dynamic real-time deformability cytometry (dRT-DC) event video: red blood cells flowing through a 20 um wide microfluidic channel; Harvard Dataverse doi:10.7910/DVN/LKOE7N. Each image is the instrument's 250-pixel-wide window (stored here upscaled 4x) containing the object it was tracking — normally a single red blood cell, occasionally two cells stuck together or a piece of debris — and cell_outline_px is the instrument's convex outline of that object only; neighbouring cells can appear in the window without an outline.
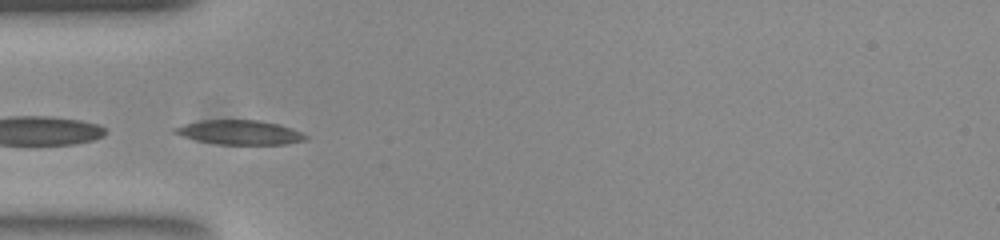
{"species": "common noctule bat (a hibernating species)", "species_latin": "Nyctalus noctula", "temperature_condition": "room temperature", "stored_images_in_passage": 50, "segment_of_instrument_passage": [2, 2], "camera_frame_rate_fps": 3000, "um_per_image_px": 0.085, "animal": {"sex": "female", "body_mass_g": 23.0, "forearm_length_mm": 53.4}, "frame": {"image": 1, "passage_image": 14, "time_ms": 4.333, "image_size_px": [1000, 240], "cell_outline_px": [[308, 136], [304, 140], [284, 144], [216, 144], [196, 140], [172, 132], [172, 128], [184, 124], [200, 120], [256, 120], [276, 124], [300, 132]], "centroid_in_image_um": [20.3, 11.25], "position_along_channel_um": 64.7, "area_um2": 18.21}}
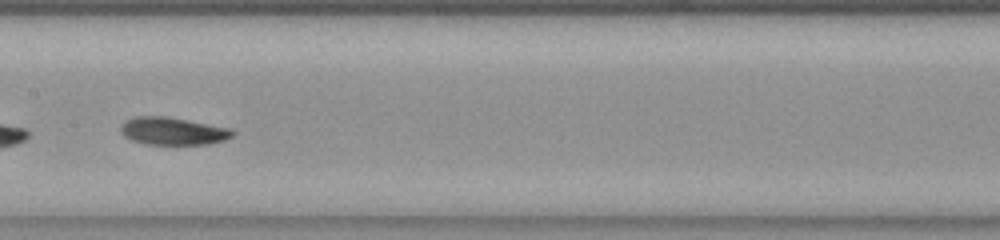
{"frame": {"image": 2, "passage_image": 24, "time_ms": 7.667, "image_size_px": [1000, 240], "cell_outline_px": [[232, 136], [224, 140], [204, 144], [144, 144], [132, 140], [124, 136], [120, 132], [120, 128], [124, 120], [136, 116], [168, 116], [228, 128], [232, 132]], "centroid_in_image_um": [14.6, 11.13], "position_along_channel_um": 192.8, "area_um2": 17.8}}
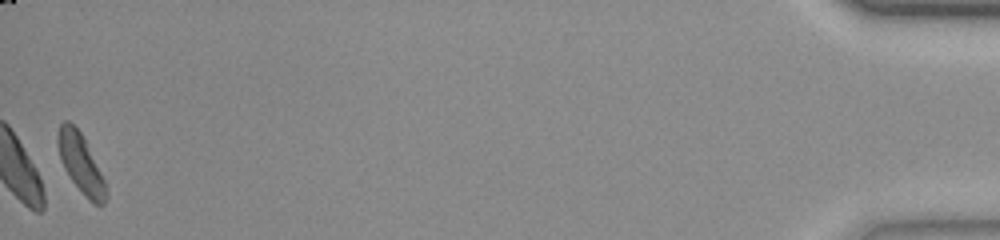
{"frame": {"image": 3, "passage_image": 50, "time_ms": 16.333, "image_size_px": [1000, 240], "cell_outline_px": [[108, 196], [104, 204], [96, 204], [88, 200], [84, 196], [72, 180], [64, 168], [60, 160], [56, 144], [56, 136], [60, 124], [64, 120], [68, 120], [80, 132], [104, 180], [108, 192]], "centroid_in_image_um": [6.83, 13.9], "position_along_channel_um": 428.4, "area_um2": 16.36}}